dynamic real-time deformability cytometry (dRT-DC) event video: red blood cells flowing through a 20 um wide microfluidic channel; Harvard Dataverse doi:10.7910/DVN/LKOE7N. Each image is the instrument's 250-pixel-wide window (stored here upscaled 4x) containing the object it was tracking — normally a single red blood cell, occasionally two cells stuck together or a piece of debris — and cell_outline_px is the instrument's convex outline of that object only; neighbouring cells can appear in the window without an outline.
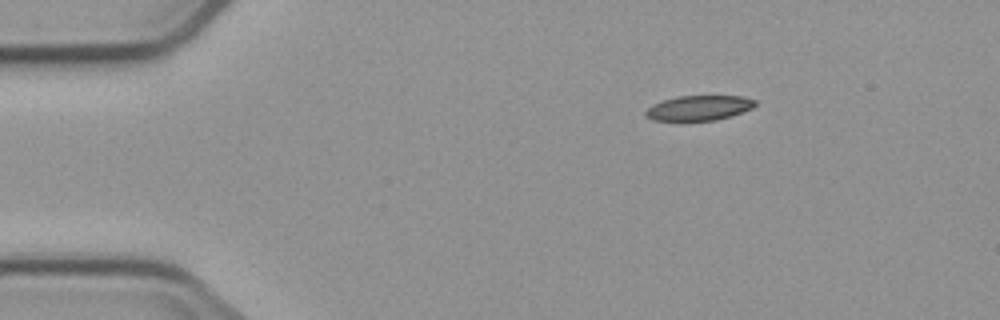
{"species": "common noctule bat (a hibernating species)", "species_latin": "Nyctalus noctula", "temperature_condition": "cold", "stored_images_in_passage": 4, "camera_frame_rate_fps": 3000, "um_per_image_px": 0.085, "animal": {"sex": "male", "body_mass_g": 23.1, "forearm_length_mm": 52.7}, "frame": {"image": 1, "passage_image": 1, "time_ms": 0.0, "image_size_px": [1000, 320], "cell_outline_px": [[756, 104], [752, 108], [732, 116], [716, 120], [676, 124], [652, 120], [644, 116], [644, 112], [652, 104], [676, 96], [744, 96], [756, 100]], "centroid_in_image_um": [59.33, 9.23], "position_along_channel_um": 25.7, "area_um2": 16.88}}